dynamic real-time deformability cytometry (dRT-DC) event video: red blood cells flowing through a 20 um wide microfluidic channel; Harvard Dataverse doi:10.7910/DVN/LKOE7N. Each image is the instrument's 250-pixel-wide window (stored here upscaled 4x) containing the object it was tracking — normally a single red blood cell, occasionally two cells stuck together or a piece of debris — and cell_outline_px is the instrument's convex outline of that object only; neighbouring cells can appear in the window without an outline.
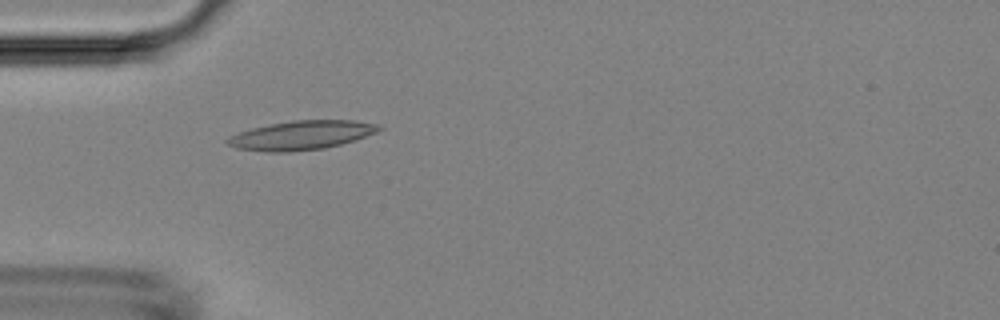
{"species": "Egyptian fruit bat (a non-hibernating species)", "species_latin": "Rousettus aegyptiacus", "temperature_condition": "room temperature", "stored_images_in_passage": 4, "camera_frame_rate_fps": 3000, "um_per_image_px": 0.085, "animal": {"sex": "female"}, "frame": {"image": 1, "passage_image": 4, "time_ms": 4.0, "image_size_px": [1000, 320], "cell_outline_px": [[384, 128], [376, 132], [356, 140], [324, 148], [288, 152], [264, 152], [236, 148], [228, 144], [224, 140], [228, 136], [252, 128], [292, 120], [352, 120], [380, 124]], "centroid_in_image_um": [25.62, 11.49], "position_along_channel_um": 59.4, "area_um2": 25.66}}